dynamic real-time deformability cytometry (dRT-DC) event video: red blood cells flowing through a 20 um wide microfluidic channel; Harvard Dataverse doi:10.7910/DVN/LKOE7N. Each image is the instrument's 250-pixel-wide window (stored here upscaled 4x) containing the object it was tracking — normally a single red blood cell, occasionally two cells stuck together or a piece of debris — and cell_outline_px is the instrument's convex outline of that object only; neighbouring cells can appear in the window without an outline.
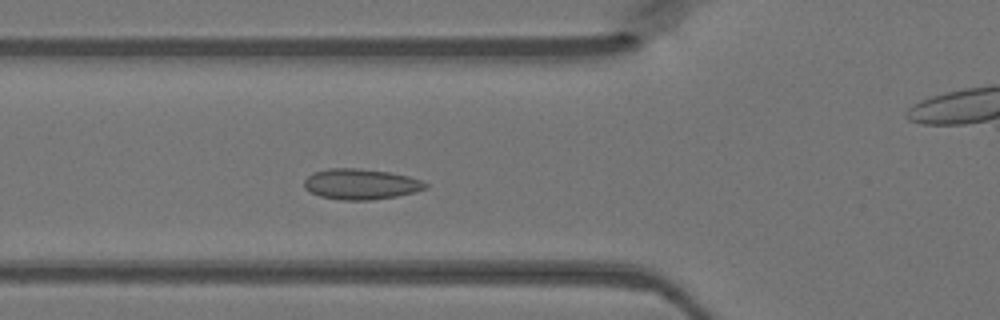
{"species": "Egyptian fruit bat (a non-hibernating species)", "species_latin": "Rousettus aegyptiacus", "temperature_condition": "warm", "stored_images_in_passage": 46, "camera_frame_rate_fps": 3000, "um_per_image_px": 0.085, "animal": {"sex": "female"}, "frame": {"image": 1, "passage_image": 14, "time_ms": 4.333, "image_size_px": [1000, 320], "cell_outline_px": [[428, 188], [396, 196], [372, 200], [340, 200], [320, 196], [304, 188], [304, 180], [312, 172], [328, 168], [360, 168], [388, 172], [408, 176], [420, 180], [428, 184]], "centroid_in_image_um": [30.64, 15.64], "position_along_channel_um": 95.2, "area_um2": 21.62}}
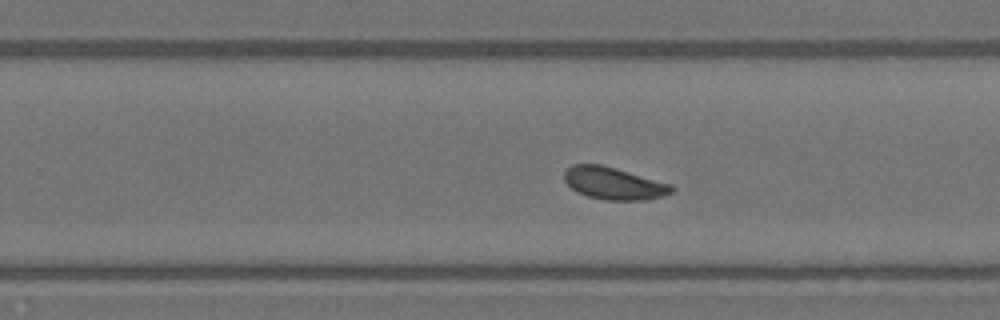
{"frame": {"image": 2, "passage_image": 27, "time_ms": 8.667, "image_size_px": [1000, 320], "cell_outline_px": [[676, 188], [672, 192], [664, 196], [644, 200], [604, 200], [588, 196], [576, 192], [564, 180], [564, 172], [572, 164], [600, 164], [616, 168], [672, 184]], "centroid_in_image_um": [52.19, 15.59], "position_along_channel_um": 277.6, "area_um2": 20.29}}
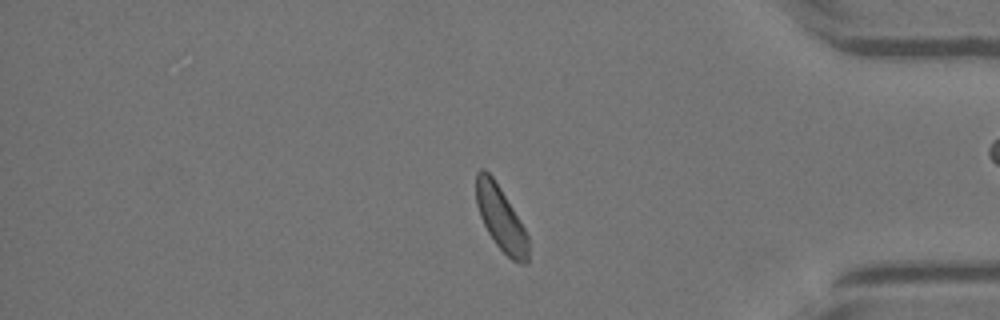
{"frame": {"image": 3, "passage_image": 37, "time_ms": 12.0, "image_size_px": [1000, 320], "cell_outline_px": [[528, 264], [520, 264], [512, 260], [496, 244], [488, 232], [480, 216], [476, 204], [476, 172], [480, 168], [484, 168], [492, 176], [500, 188], [520, 220], [528, 236]], "centroid_in_image_um": [42.57, 18.56], "position_along_channel_um": 392.6, "area_um2": 19.42}}